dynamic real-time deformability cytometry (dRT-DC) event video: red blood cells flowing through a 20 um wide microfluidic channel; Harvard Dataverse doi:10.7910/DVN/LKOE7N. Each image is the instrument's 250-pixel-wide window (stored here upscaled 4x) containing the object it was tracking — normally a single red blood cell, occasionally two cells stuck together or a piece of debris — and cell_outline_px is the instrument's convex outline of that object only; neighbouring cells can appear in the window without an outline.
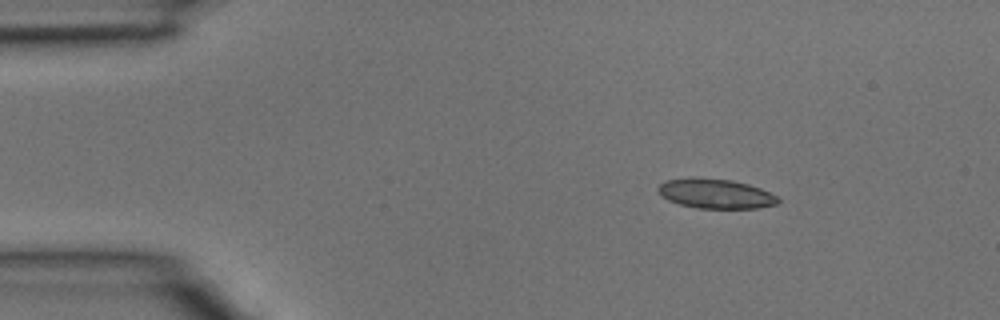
{"species": "common noctule bat (a hibernating species)", "species_latin": "Nyctalus noctula", "temperature_condition": "room temperature", "stored_images_in_passage": 2, "camera_frame_rate_fps": 3000, "um_per_image_px": 0.085, "animal": {"sex": "male", "body_mass_g": 15.6}, "frame": {"image": 1, "passage_image": 2, "time_ms": 0.333, "image_size_px": [1000, 320], "cell_outline_px": [[780, 200], [776, 204], [756, 208], [696, 208], [680, 204], [668, 200], [656, 188], [664, 180], [692, 176], [696, 176], [732, 180], [748, 184], [760, 188], [776, 196]], "centroid_in_image_um": [60.78, 16.43], "position_along_channel_um": 24.2, "area_um2": 20.81}}